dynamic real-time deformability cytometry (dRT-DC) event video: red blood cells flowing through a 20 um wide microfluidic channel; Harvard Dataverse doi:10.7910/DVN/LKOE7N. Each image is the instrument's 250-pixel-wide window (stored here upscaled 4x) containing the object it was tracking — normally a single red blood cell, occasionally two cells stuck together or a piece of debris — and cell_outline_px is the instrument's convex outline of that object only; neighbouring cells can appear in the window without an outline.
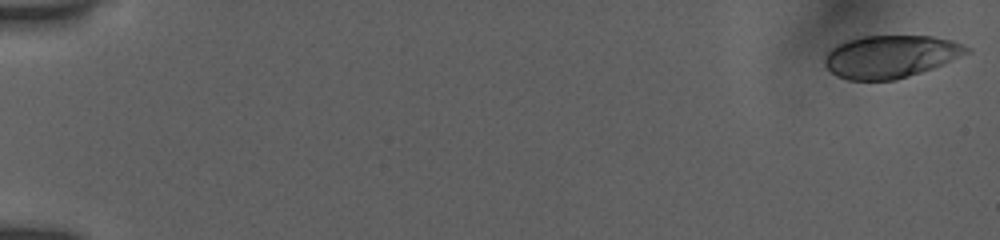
{"species": "human", "species_latin": "Homo sapiens", "temperature_condition": "room temperature", "stored_images_in_passage": 54, "camera_frame_rate_fps": 3000, "um_per_image_px": 0.085, "donor": {"sex": "female"}, "frame": {"image": 1, "passage_image": 1, "time_ms": 0.0, "image_size_px": [1000, 240], "cell_outline_px": [[972, 52], [944, 64], [896, 80], [848, 80], [836, 76], [824, 64], [824, 56], [836, 44], [848, 40], [864, 36], [932, 36], [952, 40], [964, 44], [972, 48]], "centroid_in_image_um": [75.73, 4.8], "position_along_channel_um": 9.3, "area_um2": 35.43}}
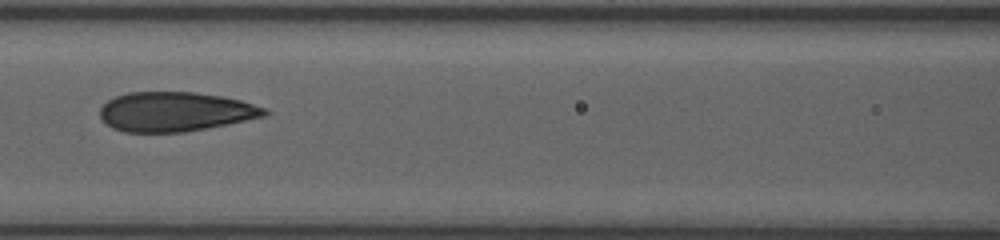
{"frame": {"image": 2, "passage_image": 26, "time_ms": 8.333, "image_size_px": [1000, 240], "cell_outline_px": [[268, 112], [264, 116], [228, 124], [184, 132], [124, 132], [112, 128], [100, 116], [100, 108], [108, 100], [116, 96], [128, 92], [196, 92], [224, 96], [240, 100], [268, 108]], "centroid_in_image_um": [14.91, 9.49], "position_along_channel_um": 151.7, "area_um2": 37.86}}
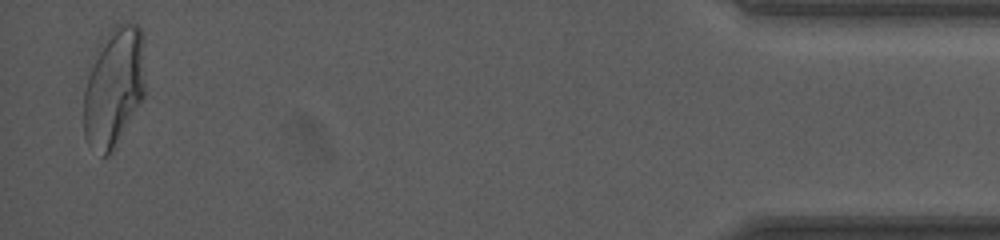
{"frame": {"image": 3, "passage_image": 53, "time_ms": 17.333, "image_size_px": [1000, 240], "cell_outline_px": [[144, 96], [108, 156], [104, 156], [88, 144], [84, 136], [84, 88], [88, 64], [96, 48], [108, 32], [116, 24], [124, 20], [136, 24], [140, 28], [144, 80]], "centroid_in_image_um": [9.62, 7.34], "position_along_channel_um": 425.6, "area_um2": 42.66}, "authors_computed_cell_mechanics": {"area_um2": 38.0035, "velocity_mm_per_s": 3.8773, "shape_relaxation_time_tau1_ms": 8.431, "shape_relaxation_time_tau2_ms": 0.9034, "deformation_change_tau1": 0.2639, "deformation_change_tau2": 0.0722}}